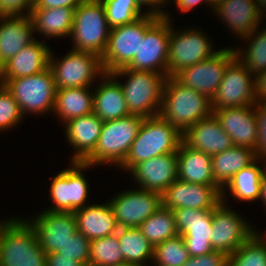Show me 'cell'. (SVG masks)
Here are the masks:
<instances>
[{"instance_id":"cell-9","label":"cell","mask_w":266,"mask_h":266,"mask_svg":"<svg viewBox=\"0 0 266 266\" xmlns=\"http://www.w3.org/2000/svg\"><path fill=\"white\" fill-rule=\"evenodd\" d=\"M53 55L51 51L49 68L53 73L56 89L91 87L96 77L101 78L105 74L101 57L96 53L71 49L60 60Z\"/></svg>"},{"instance_id":"cell-12","label":"cell","mask_w":266,"mask_h":266,"mask_svg":"<svg viewBox=\"0 0 266 266\" xmlns=\"http://www.w3.org/2000/svg\"><path fill=\"white\" fill-rule=\"evenodd\" d=\"M235 57L234 48L219 49L208 59L180 70L173 77L179 83L212 100L224 77L228 64Z\"/></svg>"},{"instance_id":"cell-7","label":"cell","mask_w":266,"mask_h":266,"mask_svg":"<svg viewBox=\"0 0 266 266\" xmlns=\"http://www.w3.org/2000/svg\"><path fill=\"white\" fill-rule=\"evenodd\" d=\"M0 84L13 95L23 116L53 112L57 89L50 68L32 76L0 79Z\"/></svg>"},{"instance_id":"cell-45","label":"cell","mask_w":266,"mask_h":266,"mask_svg":"<svg viewBox=\"0 0 266 266\" xmlns=\"http://www.w3.org/2000/svg\"><path fill=\"white\" fill-rule=\"evenodd\" d=\"M33 6L34 0H0V16L30 15Z\"/></svg>"},{"instance_id":"cell-35","label":"cell","mask_w":266,"mask_h":266,"mask_svg":"<svg viewBox=\"0 0 266 266\" xmlns=\"http://www.w3.org/2000/svg\"><path fill=\"white\" fill-rule=\"evenodd\" d=\"M138 228L153 247L179 235L172 210L163 206Z\"/></svg>"},{"instance_id":"cell-18","label":"cell","mask_w":266,"mask_h":266,"mask_svg":"<svg viewBox=\"0 0 266 266\" xmlns=\"http://www.w3.org/2000/svg\"><path fill=\"white\" fill-rule=\"evenodd\" d=\"M222 192L219 186L188 183L176 179L162 193V206L170 210H213L222 201Z\"/></svg>"},{"instance_id":"cell-17","label":"cell","mask_w":266,"mask_h":266,"mask_svg":"<svg viewBox=\"0 0 266 266\" xmlns=\"http://www.w3.org/2000/svg\"><path fill=\"white\" fill-rule=\"evenodd\" d=\"M172 212L190 256L197 257L214 251L210 243L213 210L177 208Z\"/></svg>"},{"instance_id":"cell-32","label":"cell","mask_w":266,"mask_h":266,"mask_svg":"<svg viewBox=\"0 0 266 266\" xmlns=\"http://www.w3.org/2000/svg\"><path fill=\"white\" fill-rule=\"evenodd\" d=\"M89 88L91 87L57 89L53 112L62 123L93 113L94 92Z\"/></svg>"},{"instance_id":"cell-53","label":"cell","mask_w":266,"mask_h":266,"mask_svg":"<svg viewBox=\"0 0 266 266\" xmlns=\"http://www.w3.org/2000/svg\"><path fill=\"white\" fill-rule=\"evenodd\" d=\"M114 266H137V265H133V264H129L125 262V263L114 265Z\"/></svg>"},{"instance_id":"cell-30","label":"cell","mask_w":266,"mask_h":266,"mask_svg":"<svg viewBox=\"0 0 266 266\" xmlns=\"http://www.w3.org/2000/svg\"><path fill=\"white\" fill-rule=\"evenodd\" d=\"M257 160L255 151L248 147L233 145L224 152L212 156V172L216 184L223 190L222 198L225 197L224 187L232 180L234 175L241 169L250 166Z\"/></svg>"},{"instance_id":"cell-26","label":"cell","mask_w":266,"mask_h":266,"mask_svg":"<svg viewBox=\"0 0 266 266\" xmlns=\"http://www.w3.org/2000/svg\"><path fill=\"white\" fill-rule=\"evenodd\" d=\"M0 67L36 40L29 15L0 16Z\"/></svg>"},{"instance_id":"cell-39","label":"cell","mask_w":266,"mask_h":266,"mask_svg":"<svg viewBox=\"0 0 266 266\" xmlns=\"http://www.w3.org/2000/svg\"><path fill=\"white\" fill-rule=\"evenodd\" d=\"M190 255L181 235L154 246L153 266H182Z\"/></svg>"},{"instance_id":"cell-34","label":"cell","mask_w":266,"mask_h":266,"mask_svg":"<svg viewBox=\"0 0 266 266\" xmlns=\"http://www.w3.org/2000/svg\"><path fill=\"white\" fill-rule=\"evenodd\" d=\"M258 159L250 166L241 169L237 172L232 180L227 184L225 189H229L230 195L235 199L243 201H255L261 199V179L266 167V161H263L265 166L257 165Z\"/></svg>"},{"instance_id":"cell-3","label":"cell","mask_w":266,"mask_h":266,"mask_svg":"<svg viewBox=\"0 0 266 266\" xmlns=\"http://www.w3.org/2000/svg\"><path fill=\"white\" fill-rule=\"evenodd\" d=\"M183 141V134L160 115L144 118L137 137L119 166L130 171L138 163L150 158L176 153Z\"/></svg>"},{"instance_id":"cell-42","label":"cell","mask_w":266,"mask_h":266,"mask_svg":"<svg viewBox=\"0 0 266 266\" xmlns=\"http://www.w3.org/2000/svg\"><path fill=\"white\" fill-rule=\"evenodd\" d=\"M90 240L80 232H76L71 239L61 246L55 253L60 257L73 258L77 262L88 266Z\"/></svg>"},{"instance_id":"cell-6","label":"cell","mask_w":266,"mask_h":266,"mask_svg":"<svg viewBox=\"0 0 266 266\" xmlns=\"http://www.w3.org/2000/svg\"><path fill=\"white\" fill-rule=\"evenodd\" d=\"M110 27L101 0H83L74 11L71 40L73 50L104 53Z\"/></svg>"},{"instance_id":"cell-24","label":"cell","mask_w":266,"mask_h":266,"mask_svg":"<svg viewBox=\"0 0 266 266\" xmlns=\"http://www.w3.org/2000/svg\"><path fill=\"white\" fill-rule=\"evenodd\" d=\"M183 142L192 149L209 156L224 152L233 146L231 137L224 131L214 114L199 120L183 134Z\"/></svg>"},{"instance_id":"cell-31","label":"cell","mask_w":266,"mask_h":266,"mask_svg":"<svg viewBox=\"0 0 266 266\" xmlns=\"http://www.w3.org/2000/svg\"><path fill=\"white\" fill-rule=\"evenodd\" d=\"M76 8L57 7L49 9H32L30 17L34 31L44 38L71 36L74 11Z\"/></svg>"},{"instance_id":"cell-46","label":"cell","mask_w":266,"mask_h":266,"mask_svg":"<svg viewBox=\"0 0 266 266\" xmlns=\"http://www.w3.org/2000/svg\"><path fill=\"white\" fill-rule=\"evenodd\" d=\"M83 0H34L32 9H49L57 7L77 8Z\"/></svg>"},{"instance_id":"cell-16","label":"cell","mask_w":266,"mask_h":266,"mask_svg":"<svg viewBox=\"0 0 266 266\" xmlns=\"http://www.w3.org/2000/svg\"><path fill=\"white\" fill-rule=\"evenodd\" d=\"M118 228H137L162 206V194L143 190H125L108 202Z\"/></svg>"},{"instance_id":"cell-15","label":"cell","mask_w":266,"mask_h":266,"mask_svg":"<svg viewBox=\"0 0 266 266\" xmlns=\"http://www.w3.org/2000/svg\"><path fill=\"white\" fill-rule=\"evenodd\" d=\"M169 41L170 19L159 18L145 32L138 53L125 68L152 71L167 76Z\"/></svg>"},{"instance_id":"cell-28","label":"cell","mask_w":266,"mask_h":266,"mask_svg":"<svg viewBox=\"0 0 266 266\" xmlns=\"http://www.w3.org/2000/svg\"><path fill=\"white\" fill-rule=\"evenodd\" d=\"M74 214L77 231L83 233L90 241L117 233L116 219L108 202L88 204Z\"/></svg>"},{"instance_id":"cell-52","label":"cell","mask_w":266,"mask_h":266,"mask_svg":"<svg viewBox=\"0 0 266 266\" xmlns=\"http://www.w3.org/2000/svg\"><path fill=\"white\" fill-rule=\"evenodd\" d=\"M258 4L259 11L266 17V0H255ZM265 9V10H264Z\"/></svg>"},{"instance_id":"cell-48","label":"cell","mask_w":266,"mask_h":266,"mask_svg":"<svg viewBox=\"0 0 266 266\" xmlns=\"http://www.w3.org/2000/svg\"><path fill=\"white\" fill-rule=\"evenodd\" d=\"M46 266H86L77 262L73 258L60 257L57 253L53 252L46 255Z\"/></svg>"},{"instance_id":"cell-47","label":"cell","mask_w":266,"mask_h":266,"mask_svg":"<svg viewBox=\"0 0 266 266\" xmlns=\"http://www.w3.org/2000/svg\"><path fill=\"white\" fill-rule=\"evenodd\" d=\"M136 4L140 9L144 6H150L148 12H145L148 15H153L159 18H164L167 14V11L161 9V6L166 4L165 0H135ZM152 8V9H151Z\"/></svg>"},{"instance_id":"cell-23","label":"cell","mask_w":266,"mask_h":266,"mask_svg":"<svg viewBox=\"0 0 266 266\" xmlns=\"http://www.w3.org/2000/svg\"><path fill=\"white\" fill-rule=\"evenodd\" d=\"M51 48L36 39L22 48L0 67V79H13L39 74L49 68Z\"/></svg>"},{"instance_id":"cell-38","label":"cell","mask_w":266,"mask_h":266,"mask_svg":"<svg viewBox=\"0 0 266 266\" xmlns=\"http://www.w3.org/2000/svg\"><path fill=\"white\" fill-rule=\"evenodd\" d=\"M259 234L255 232L229 256V266H266V234Z\"/></svg>"},{"instance_id":"cell-21","label":"cell","mask_w":266,"mask_h":266,"mask_svg":"<svg viewBox=\"0 0 266 266\" xmlns=\"http://www.w3.org/2000/svg\"><path fill=\"white\" fill-rule=\"evenodd\" d=\"M213 114L231 137L233 145L248 147L255 151L258 130L254 105L213 110Z\"/></svg>"},{"instance_id":"cell-27","label":"cell","mask_w":266,"mask_h":266,"mask_svg":"<svg viewBox=\"0 0 266 266\" xmlns=\"http://www.w3.org/2000/svg\"><path fill=\"white\" fill-rule=\"evenodd\" d=\"M101 80L94 91L93 113L103 122L131 115L120 83L110 73L102 75Z\"/></svg>"},{"instance_id":"cell-43","label":"cell","mask_w":266,"mask_h":266,"mask_svg":"<svg viewBox=\"0 0 266 266\" xmlns=\"http://www.w3.org/2000/svg\"><path fill=\"white\" fill-rule=\"evenodd\" d=\"M254 114L258 130L255 155L259 161H266V102L257 101L254 104Z\"/></svg>"},{"instance_id":"cell-54","label":"cell","mask_w":266,"mask_h":266,"mask_svg":"<svg viewBox=\"0 0 266 266\" xmlns=\"http://www.w3.org/2000/svg\"><path fill=\"white\" fill-rule=\"evenodd\" d=\"M220 0H209V2L215 6Z\"/></svg>"},{"instance_id":"cell-41","label":"cell","mask_w":266,"mask_h":266,"mask_svg":"<svg viewBox=\"0 0 266 266\" xmlns=\"http://www.w3.org/2000/svg\"><path fill=\"white\" fill-rule=\"evenodd\" d=\"M23 117L13 95L0 84V132L12 129Z\"/></svg>"},{"instance_id":"cell-50","label":"cell","mask_w":266,"mask_h":266,"mask_svg":"<svg viewBox=\"0 0 266 266\" xmlns=\"http://www.w3.org/2000/svg\"><path fill=\"white\" fill-rule=\"evenodd\" d=\"M176 4V7L181 11V13H186L191 11L194 7L198 6L202 3H208L210 7L213 9V5L209 2V0H172Z\"/></svg>"},{"instance_id":"cell-11","label":"cell","mask_w":266,"mask_h":266,"mask_svg":"<svg viewBox=\"0 0 266 266\" xmlns=\"http://www.w3.org/2000/svg\"><path fill=\"white\" fill-rule=\"evenodd\" d=\"M72 165L60 171L50 184V199L54 206L46 209L51 212H75L84 208L89 193L85 169L91 166L83 162H70Z\"/></svg>"},{"instance_id":"cell-40","label":"cell","mask_w":266,"mask_h":266,"mask_svg":"<svg viewBox=\"0 0 266 266\" xmlns=\"http://www.w3.org/2000/svg\"><path fill=\"white\" fill-rule=\"evenodd\" d=\"M110 28L127 25L146 15L135 0H101Z\"/></svg>"},{"instance_id":"cell-13","label":"cell","mask_w":266,"mask_h":266,"mask_svg":"<svg viewBox=\"0 0 266 266\" xmlns=\"http://www.w3.org/2000/svg\"><path fill=\"white\" fill-rule=\"evenodd\" d=\"M226 199L222 198L213 209L210 243L214 251L230 256L257 231L243 216L225 205Z\"/></svg>"},{"instance_id":"cell-22","label":"cell","mask_w":266,"mask_h":266,"mask_svg":"<svg viewBox=\"0 0 266 266\" xmlns=\"http://www.w3.org/2000/svg\"><path fill=\"white\" fill-rule=\"evenodd\" d=\"M213 9L241 40L257 29L264 17L255 0H220Z\"/></svg>"},{"instance_id":"cell-36","label":"cell","mask_w":266,"mask_h":266,"mask_svg":"<svg viewBox=\"0 0 266 266\" xmlns=\"http://www.w3.org/2000/svg\"><path fill=\"white\" fill-rule=\"evenodd\" d=\"M253 30L244 37L249 44L244 51L235 48L236 58L254 75L266 70V27L260 32Z\"/></svg>"},{"instance_id":"cell-29","label":"cell","mask_w":266,"mask_h":266,"mask_svg":"<svg viewBox=\"0 0 266 266\" xmlns=\"http://www.w3.org/2000/svg\"><path fill=\"white\" fill-rule=\"evenodd\" d=\"M178 179L188 183L218 186L213 178L212 156L190 148L183 141L177 151Z\"/></svg>"},{"instance_id":"cell-4","label":"cell","mask_w":266,"mask_h":266,"mask_svg":"<svg viewBox=\"0 0 266 266\" xmlns=\"http://www.w3.org/2000/svg\"><path fill=\"white\" fill-rule=\"evenodd\" d=\"M115 79L127 76L121 83L125 101L131 115L144 118L157 116L160 113L164 85L167 76L152 71H141L120 68L110 73Z\"/></svg>"},{"instance_id":"cell-49","label":"cell","mask_w":266,"mask_h":266,"mask_svg":"<svg viewBox=\"0 0 266 266\" xmlns=\"http://www.w3.org/2000/svg\"><path fill=\"white\" fill-rule=\"evenodd\" d=\"M255 94L257 101L266 102V70L255 76Z\"/></svg>"},{"instance_id":"cell-33","label":"cell","mask_w":266,"mask_h":266,"mask_svg":"<svg viewBox=\"0 0 266 266\" xmlns=\"http://www.w3.org/2000/svg\"><path fill=\"white\" fill-rule=\"evenodd\" d=\"M117 236L124 261L137 266L152 262L154 247L139 228H118Z\"/></svg>"},{"instance_id":"cell-8","label":"cell","mask_w":266,"mask_h":266,"mask_svg":"<svg viewBox=\"0 0 266 266\" xmlns=\"http://www.w3.org/2000/svg\"><path fill=\"white\" fill-rule=\"evenodd\" d=\"M159 19L148 15L135 22L110 29L106 49L101 56V63L105 73L126 67L138 53L140 41L145 32Z\"/></svg>"},{"instance_id":"cell-37","label":"cell","mask_w":266,"mask_h":266,"mask_svg":"<svg viewBox=\"0 0 266 266\" xmlns=\"http://www.w3.org/2000/svg\"><path fill=\"white\" fill-rule=\"evenodd\" d=\"M125 263L117 233L90 241L88 266H114Z\"/></svg>"},{"instance_id":"cell-44","label":"cell","mask_w":266,"mask_h":266,"mask_svg":"<svg viewBox=\"0 0 266 266\" xmlns=\"http://www.w3.org/2000/svg\"><path fill=\"white\" fill-rule=\"evenodd\" d=\"M182 266H229V256L223 252L213 251L197 257L190 256Z\"/></svg>"},{"instance_id":"cell-19","label":"cell","mask_w":266,"mask_h":266,"mask_svg":"<svg viewBox=\"0 0 266 266\" xmlns=\"http://www.w3.org/2000/svg\"><path fill=\"white\" fill-rule=\"evenodd\" d=\"M29 223L37 233L41 248L47 254L56 252L77 232L74 212L41 211Z\"/></svg>"},{"instance_id":"cell-25","label":"cell","mask_w":266,"mask_h":266,"mask_svg":"<svg viewBox=\"0 0 266 266\" xmlns=\"http://www.w3.org/2000/svg\"><path fill=\"white\" fill-rule=\"evenodd\" d=\"M66 140L75 149L70 162H83L95 149L103 121L94 113L67 121Z\"/></svg>"},{"instance_id":"cell-20","label":"cell","mask_w":266,"mask_h":266,"mask_svg":"<svg viewBox=\"0 0 266 266\" xmlns=\"http://www.w3.org/2000/svg\"><path fill=\"white\" fill-rule=\"evenodd\" d=\"M129 172L139 184L138 188L162 194L178 179L177 152L142 161Z\"/></svg>"},{"instance_id":"cell-5","label":"cell","mask_w":266,"mask_h":266,"mask_svg":"<svg viewBox=\"0 0 266 266\" xmlns=\"http://www.w3.org/2000/svg\"><path fill=\"white\" fill-rule=\"evenodd\" d=\"M143 120L144 117L142 116L129 115L103 122L97 145L83 163L89 166L106 163L119 167L124 162L133 141L137 137Z\"/></svg>"},{"instance_id":"cell-2","label":"cell","mask_w":266,"mask_h":266,"mask_svg":"<svg viewBox=\"0 0 266 266\" xmlns=\"http://www.w3.org/2000/svg\"><path fill=\"white\" fill-rule=\"evenodd\" d=\"M28 220L0 221V266H46V253Z\"/></svg>"},{"instance_id":"cell-1","label":"cell","mask_w":266,"mask_h":266,"mask_svg":"<svg viewBox=\"0 0 266 266\" xmlns=\"http://www.w3.org/2000/svg\"><path fill=\"white\" fill-rule=\"evenodd\" d=\"M213 114L211 100L179 83L174 77H167L159 115L184 134L199 120Z\"/></svg>"},{"instance_id":"cell-51","label":"cell","mask_w":266,"mask_h":266,"mask_svg":"<svg viewBox=\"0 0 266 266\" xmlns=\"http://www.w3.org/2000/svg\"><path fill=\"white\" fill-rule=\"evenodd\" d=\"M261 188H262L261 201L266 208V167L264 169L262 179H261Z\"/></svg>"},{"instance_id":"cell-14","label":"cell","mask_w":266,"mask_h":266,"mask_svg":"<svg viewBox=\"0 0 266 266\" xmlns=\"http://www.w3.org/2000/svg\"><path fill=\"white\" fill-rule=\"evenodd\" d=\"M255 76L235 57L227 66L224 77L211 100L212 111L254 105Z\"/></svg>"},{"instance_id":"cell-10","label":"cell","mask_w":266,"mask_h":266,"mask_svg":"<svg viewBox=\"0 0 266 266\" xmlns=\"http://www.w3.org/2000/svg\"><path fill=\"white\" fill-rule=\"evenodd\" d=\"M169 17L168 14L165 16L170 19L167 77H173L180 70L204 61L218 52L214 50L212 42L204 32L188 28L181 32L180 29L175 31Z\"/></svg>"}]
</instances>
